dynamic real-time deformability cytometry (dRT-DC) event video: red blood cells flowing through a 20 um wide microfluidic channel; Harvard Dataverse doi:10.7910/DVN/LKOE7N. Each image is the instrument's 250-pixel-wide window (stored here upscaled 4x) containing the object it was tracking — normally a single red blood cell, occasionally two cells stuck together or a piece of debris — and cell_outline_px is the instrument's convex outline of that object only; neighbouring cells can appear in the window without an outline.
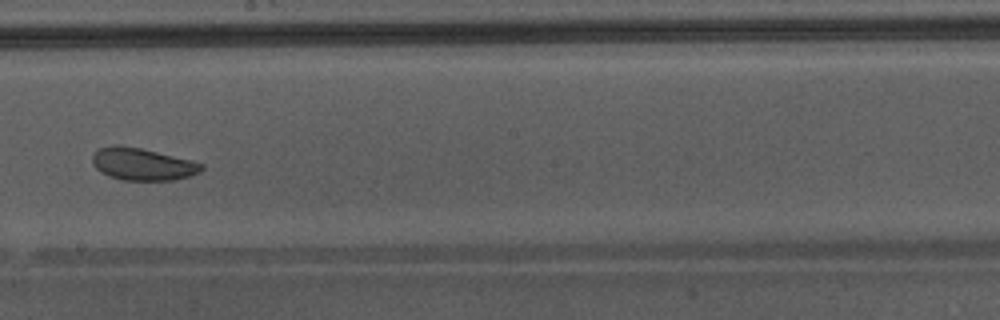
{"species": "Egyptian fruit bat (a non-hibernating species)", "species_latin": "Rousettus aegyptiacus", "temperature_condition": "warm", "stored_images_in_passage": 35, "camera_frame_rate_fps": 3000, "um_per_image_px": 0.085, "animal": {"sex": "male"}, "frame": {"image": 1, "passage_image": 25, "time_ms": 8.0, "image_size_px": [1000, 320], "cell_outline_px": [[204, 168], [200, 172], [188, 176], [172, 180], [124, 180], [108, 176], [100, 172], [92, 164], [92, 156], [100, 148], [140, 148], [192, 160], [204, 164]], "centroid_in_image_um": [12.17, 14.0], "position_along_channel_um": 236.0, "area_um2": 19.88}, "authors_computed_cell_mechanics": {"area_um2": 23.4668, "velocity_mm_per_s": 4.2826, "shape_relaxation_time_tau1_ms": 4.2613, "shape_relaxation_time_tau2_ms": 1.9388, "deformation_change_tau1": 0.0676, "deformation_change_tau2": 0.0634}}